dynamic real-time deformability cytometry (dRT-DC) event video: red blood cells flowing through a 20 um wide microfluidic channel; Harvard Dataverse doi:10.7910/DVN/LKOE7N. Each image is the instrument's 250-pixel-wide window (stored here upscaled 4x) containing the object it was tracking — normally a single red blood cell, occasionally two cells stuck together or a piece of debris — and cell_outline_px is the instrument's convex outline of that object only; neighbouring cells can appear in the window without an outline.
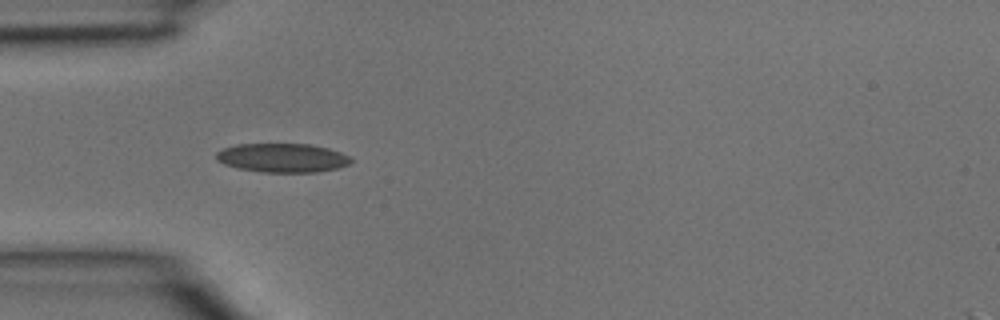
{"species": "common noctule bat (a hibernating species)", "species_latin": "Nyctalus noctula", "temperature_condition": "room temperature", "stored_images_in_passage": 28, "camera_frame_rate_fps": 3000, "um_per_image_px": 0.085, "animal": {"sex": "male", "body_mass_g": 15.6}, "frame": {"image": 1, "passage_image": 5, "time_ms": 1.333, "image_size_px": [1000, 320], "cell_outline_px": [[352, 160], [348, 164], [336, 168], [316, 172], [260, 172], [236, 168], [224, 164], [216, 160], [216, 152], [224, 148], [236, 144], [308, 144], [328, 148], [340, 152], [348, 156]], "centroid_in_image_um": [23.95, 13.42], "position_along_channel_um": 61.0, "area_um2": 22.66}}